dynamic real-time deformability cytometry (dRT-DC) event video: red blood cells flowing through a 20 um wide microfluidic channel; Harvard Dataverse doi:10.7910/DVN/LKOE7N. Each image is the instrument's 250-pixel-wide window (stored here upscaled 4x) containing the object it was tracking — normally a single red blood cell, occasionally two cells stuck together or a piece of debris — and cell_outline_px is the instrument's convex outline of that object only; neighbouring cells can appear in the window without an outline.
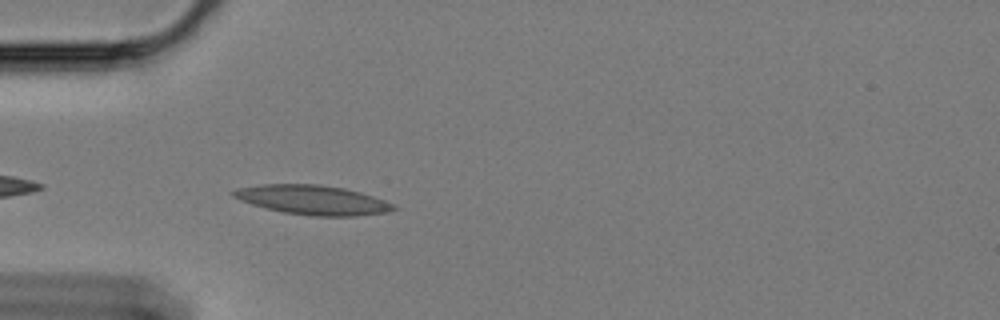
{"species": "Egyptian fruit bat (a non-hibernating species)", "species_latin": "Rousettus aegyptiacus", "temperature_condition": "cold", "stored_images_in_passage": 42, "camera_frame_rate_fps": 3000, "um_per_image_px": 0.085, "animal": {"sex": "female"}, "frame": {"image": 1, "passage_image": 3, "time_ms": 0.667, "image_size_px": [1000, 320], "cell_outline_px": [[400, 208], [388, 212], [356, 216], [312, 216], [284, 212], [252, 204], [240, 200], [232, 196], [232, 192], [236, 188], [260, 184], [320, 184], [344, 188], [360, 192], [396, 204]], "centroid_in_image_um": [26.62, 16.99], "position_along_channel_um": 58.4, "area_um2": 27.51}}
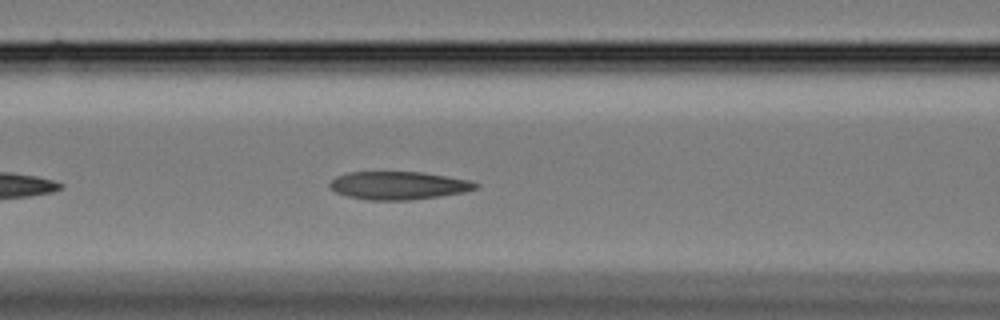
{"frame": {"image": 2, "passage_image": 10, "time_ms": 3.0, "image_size_px": [1000, 320], "cell_outline_px": [[480, 188], [464, 192], [440, 196], [408, 200], [368, 200], [348, 196], [336, 192], [328, 188], [328, 184], [336, 176], [348, 172], [420, 172], [468, 180], [480, 184]], "centroid_in_image_um": [33.85, 15.77], "position_along_channel_um": 132.7, "area_um2": 23.81}}
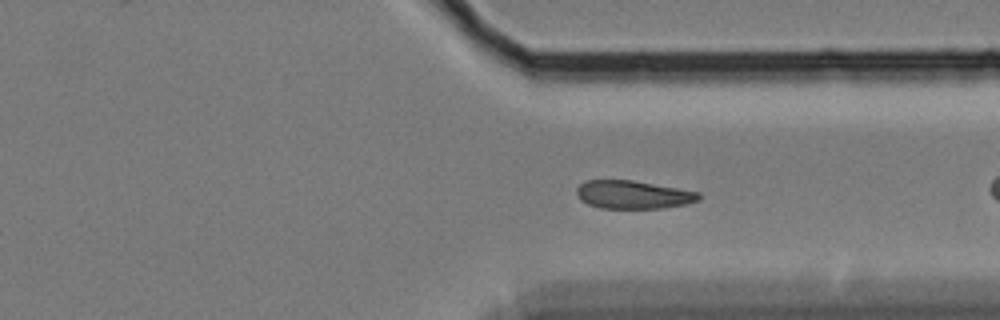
{"frame": {"image": 3, "passage_image": 27, "time_ms": 8.667, "image_size_px": [1000, 320], "cell_outline_px": [[700, 200], [684, 204], [660, 208], [600, 208], [588, 204], [580, 200], [576, 192], [576, 188], [584, 180], [632, 180], [700, 192]], "centroid_in_image_um": [53.78, 16.54], "position_along_channel_um": 357.6, "area_um2": 20.0}, "authors_computed_cell_mechanics": {"area_um2": 21.4727, "velocity_mm_per_s": 3.3715, "shape_relaxation_time_tau1_ms": null, "shape_relaxation_time_tau2_ms": 7.6382, "deformation_change_tau1": null, "deformation_change_tau2": 0.0911}}